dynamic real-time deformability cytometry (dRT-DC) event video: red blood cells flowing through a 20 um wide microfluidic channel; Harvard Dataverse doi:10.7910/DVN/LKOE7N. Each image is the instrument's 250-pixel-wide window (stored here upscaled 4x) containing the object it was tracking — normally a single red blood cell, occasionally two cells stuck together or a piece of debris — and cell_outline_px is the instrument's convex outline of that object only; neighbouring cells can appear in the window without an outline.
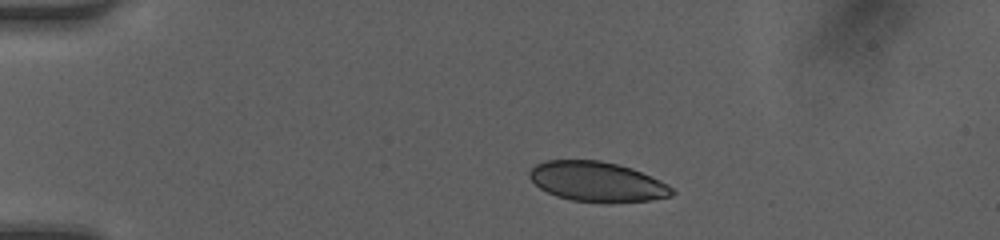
{"species": "human", "species_latin": "Homo sapiens", "temperature_condition": "room temperature", "stored_images_in_passage": 7, "camera_frame_rate_fps": 3000, "um_per_image_px": 0.085, "donor": {"sex": "female"}, "frame": {"image": 1, "passage_image": 1, "time_ms": 0.0, "image_size_px": [1000, 240], "cell_outline_px": [[660, 196], [640, 200], [580, 200], [564, 196], [552, 192], [544, 188], [540, 184], [536, 168], [544, 164], [560, 160], [588, 160], [612, 164], [636, 172], [652, 180]], "centroid_in_image_um": [50.57, 15.4], "position_along_channel_um": 34.4, "area_um2": 27.34}}